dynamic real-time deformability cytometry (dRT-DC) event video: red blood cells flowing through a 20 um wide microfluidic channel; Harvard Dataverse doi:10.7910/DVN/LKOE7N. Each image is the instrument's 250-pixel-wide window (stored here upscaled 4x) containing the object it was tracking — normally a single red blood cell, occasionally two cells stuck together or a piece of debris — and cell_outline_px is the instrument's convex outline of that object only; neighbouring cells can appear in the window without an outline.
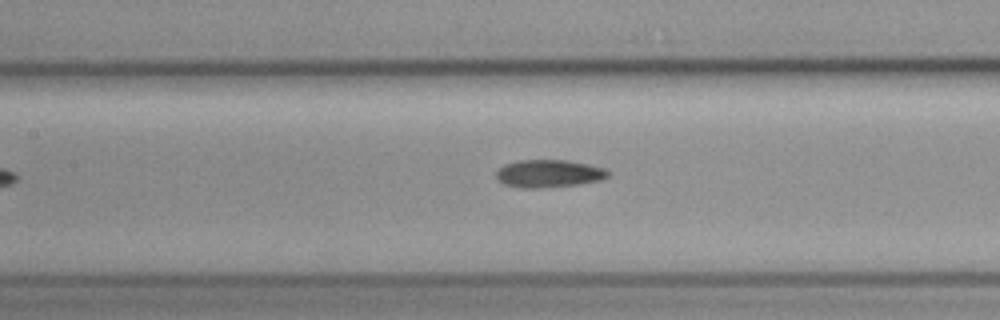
{"species": "common noctule bat (a hibernating species)", "species_latin": "Nyctalus noctula", "temperature_condition": "cold", "stored_images_in_passage": 9, "segment_of_instrument_passage": [1, 2], "camera_frame_rate_fps": 3000, "um_per_image_px": 0.085, "animal": {"sex": "female", "body_mass_g": 19.3, "forearm_length_mm": 54.1}, "frame": {"image": 1, "passage_image": 7, "time_ms": 7.667, "image_size_px": [1000, 320], "cell_outline_px": [[608, 176], [600, 180], [576, 184], [536, 188], [524, 188], [504, 184], [496, 180], [496, 172], [504, 164], [516, 160], [568, 160], [588, 164], [604, 168], [608, 172]], "centroid_in_image_um": [46.6, 14.74], "position_along_channel_um": 160.8, "area_um2": 17.92}}